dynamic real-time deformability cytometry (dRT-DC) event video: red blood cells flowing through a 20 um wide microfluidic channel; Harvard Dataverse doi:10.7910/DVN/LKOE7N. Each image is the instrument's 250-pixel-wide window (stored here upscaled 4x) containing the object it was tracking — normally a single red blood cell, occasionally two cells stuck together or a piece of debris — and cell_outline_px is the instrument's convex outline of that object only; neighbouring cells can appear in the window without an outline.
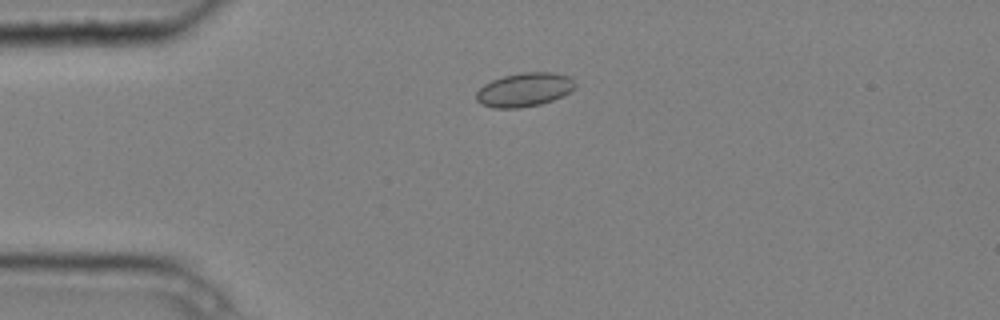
{"species": "common noctule bat (a hibernating species)", "species_latin": "Nyctalus noctula", "temperature_condition": "cold", "stored_images_in_passage": 3, "camera_frame_rate_fps": 3000, "um_per_image_px": 0.085, "animal": {"sex": "male", "body_mass_g": 20.4}, "frame": {"image": 1, "passage_image": 2, "time_ms": 0.333, "image_size_px": [1000, 320], "cell_outline_px": [[576, 84], [568, 92], [552, 100], [540, 104], [520, 108], [492, 108], [480, 104], [476, 100], [476, 92], [484, 84], [492, 80], [504, 76], [520, 72], [552, 72], [568, 76]], "centroid_in_image_um": [44.51, 7.63], "position_along_channel_um": 40.5, "area_um2": 19.36}}